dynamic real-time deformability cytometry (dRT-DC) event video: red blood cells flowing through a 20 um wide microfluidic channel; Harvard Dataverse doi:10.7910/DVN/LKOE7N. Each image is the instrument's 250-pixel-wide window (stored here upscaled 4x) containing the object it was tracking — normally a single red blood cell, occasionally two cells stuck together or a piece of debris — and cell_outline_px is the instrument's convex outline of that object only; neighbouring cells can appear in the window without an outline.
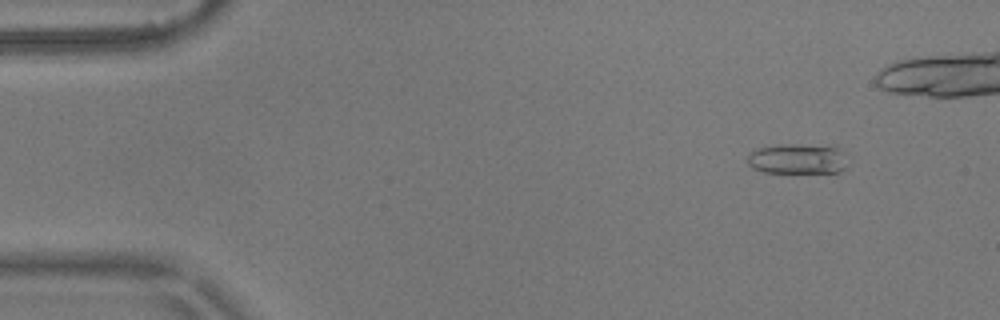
{"species": "common noctule bat (a hibernating species)", "species_latin": "Nyctalus noctula", "temperature_condition": "warm", "stored_images_in_passage": 5, "camera_frame_rate_fps": 3000, "um_per_image_px": 0.085, "animal": {"sex": "male", "body_mass_g": 17.9}, "frame": {"image": 1, "passage_image": 2, "time_ms": 0.333, "image_size_px": [1000, 320], "cell_outline_px": [[844, 168], [840, 172], [764, 172], [752, 168], [748, 164], [748, 156], [752, 152], [760, 148], [776, 144], [796, 144], [840, 148], [844, 152]], "centroid_in_image_um": [67.76, 13.5], "position_along_channel_um": 17.2, "area_um2": 17.34}}